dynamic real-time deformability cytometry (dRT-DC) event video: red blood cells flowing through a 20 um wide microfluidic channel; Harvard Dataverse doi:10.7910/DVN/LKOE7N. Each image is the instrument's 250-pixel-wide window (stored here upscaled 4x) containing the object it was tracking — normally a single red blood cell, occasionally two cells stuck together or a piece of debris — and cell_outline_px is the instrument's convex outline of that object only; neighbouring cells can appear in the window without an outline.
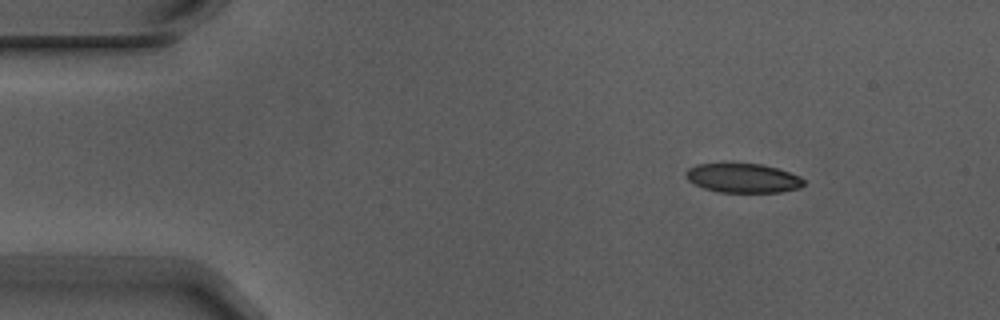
{"species": "Egyptian fruit bat (a non-hibernating species)", "species_latin": "Rousettus aegyptiacus", "temperature_condition": "warm", "stored_images_in_passage": 2, "camera_frame_rate_fps": 3000, "um_per_image_px": 0.085, "animal": {"sex": "male"}, "frame": {"image": 1, "passage_image": 1, "time_ms": 0.0, "image_size_px": [1000, 320], "cell_outline_px": [[804, 184], [800, 188], [780, 192], [720, 192], [704, 188], [688, 180], [684, 176], [688, 168], [696, 164], [760, 164], [776, 168], [800, 176], [804, 180]], "centroid_in_image_um": [63.15, 15.14], "position_along_channel_um": 21.8, "area_um2": 19.88}}